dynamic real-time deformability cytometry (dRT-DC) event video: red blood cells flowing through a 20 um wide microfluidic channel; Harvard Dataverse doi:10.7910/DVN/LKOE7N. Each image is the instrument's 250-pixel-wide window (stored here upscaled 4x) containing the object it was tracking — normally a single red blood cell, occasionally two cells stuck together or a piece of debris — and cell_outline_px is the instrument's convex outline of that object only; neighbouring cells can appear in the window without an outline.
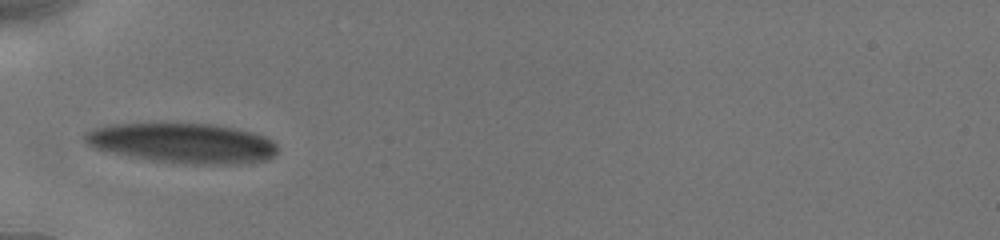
{"species": "human", "species_latin": "Homo sapiens", "temperature_condition": "cold", "stored_images_in_passage": 28, "camera_frame_rate_fps": 3000, "um_per_image_px": 0.085, "donor": {"sex": "male"}, "frame": {"image": 1, "passage_image": 1, "time_ms": 0.0, "image_size_px": [1000, 240], "cell_outline_px": [[276, 156], [268, 160], [236, 164], [184, 164], [152, 160], [128, 156], [92, 148], [84, 140], [84, 136], [92, 128], [112, 124], [212, 124], [252, 132], [264, 136], [272, 140], [276, 144]], "centroid_in_image_um": [15.54, 12.18], "position_along_channel_um": 69.5, "area_um2": 44.8}}
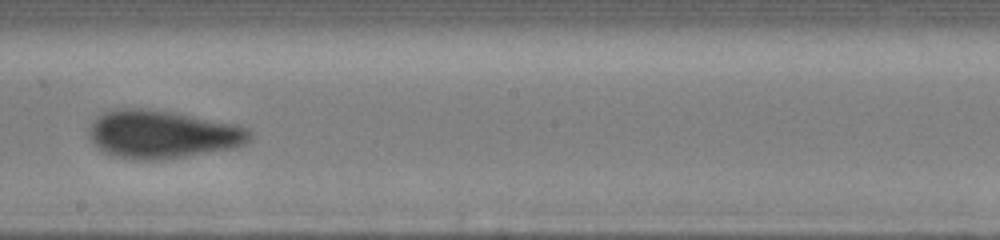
{"frame": {"image": 2, "passage_image": 14, "time_ms": 4.333, "image_size_px": [1000, 240], "cell_outline_px": [[252, 140], [236, 148], [160, 160], [132, 160], [104, 152], [88, 136], [88, 128], [96, 116], [104, 112], [120, 108], [140, 108], [172, 112], [236, 124], [248, 128], [252, 132]], "centroid_in_image_um": [13.83, 11.42], "position_along_channel_um": 234.4, "area_um2": 45.14}}
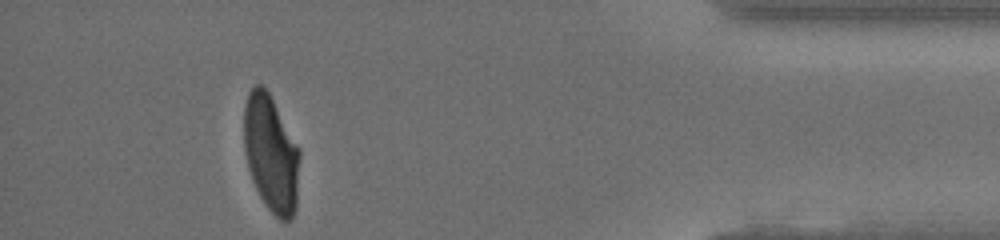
{"frame": {"image": 3, "passage_image": 25, "time_ms": 10.0, "image_size_px": [1000, 240], "cell_outline_px": [[300, 156], [296, 208], [292, 220], [280, 220], [268, 208], [260, 196], [252, 180], [248, 168], [244, 152], [244, 104], [248, 92], [252, 84], [260, 84], [268, 92], [300, 148]], "centroid_in_image_um": [23.03, 13.05], "position_along_channel_um": 412.2, "area_um2": 38.21}, "authors_computed_cell_mechanics": {"area_um2": 44.4193, "velocity_mm_per_s": 3.8901, "shape_relaxation_time_tau1_ms": 3.3989, "shape_relaxation_time_tau2_ms": 0.9561, "deformation_change_tau1": 0.1383, "deformation_change_tau2": 0.0456}}